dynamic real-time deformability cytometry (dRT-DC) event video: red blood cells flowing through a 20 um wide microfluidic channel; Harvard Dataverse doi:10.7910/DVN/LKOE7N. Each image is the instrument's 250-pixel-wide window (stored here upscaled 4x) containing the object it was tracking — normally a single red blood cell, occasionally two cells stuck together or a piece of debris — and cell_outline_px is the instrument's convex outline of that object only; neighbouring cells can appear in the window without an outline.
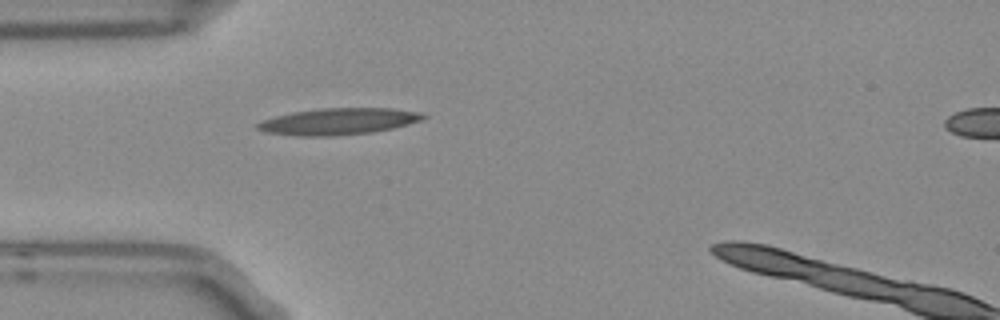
{"species": "Egyptian fruit bat (a non-hibernating species)", "species_latin": "Rousettus aegyptiacus", "temperature_condition": "room temperature", "stored_images_in_passage": 31, "camera_frame_rate_fps": 3000, "um_per_image_px": 0.085, "frame": {"image": 1, "passage_image": 1, "time_ms": 0.0, "image_size_px": [1000, 320], "cell_outline_px": [[428, 116], [420, 120], [408, 124], [392, 128], [372, 132], [332, 136], [296, 136], [264, 132], [256, 128], [256, 124], [264, 120], [276, 116], [292, 112], [320, 108], [392, 108], [420, 112]], "centroid_in_image_um": [28.75, 10.32], "position_along_channel_um": 56.2, "area_um2": 25.61}}
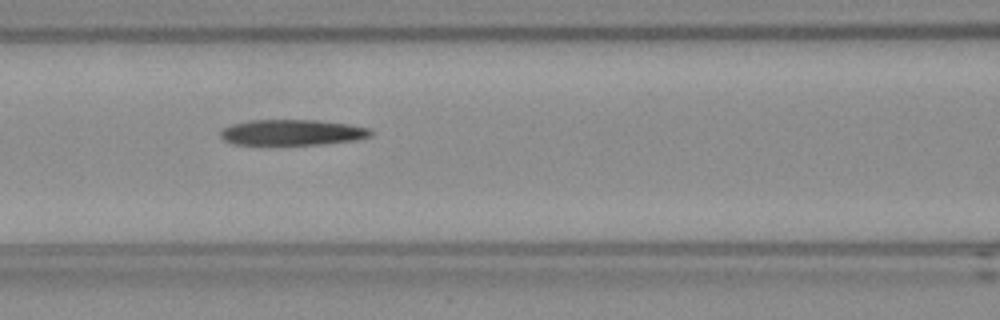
{"frame": {"image": 2, "passage_image": 8, "time_ms": 2.333, "image_size_px": [1000, 320], "cell_outline_px": [[372, 136], [352, 140], [320, 144], [232, 144], [224, 140], [220, 136], [220, 132], [224, 128], [232, 124], [252, 120], [316, 120], [348, 124], [368, 128], [372, 132]], "centroid_in_image_um": [24.81, 11.25], "position_along_channel_um": 141.8, "area_um2": 22.2}}
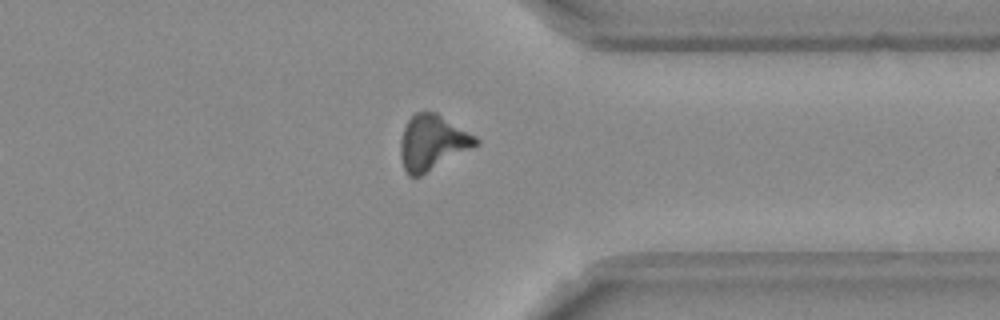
{"frame": {"image": 3, "passage_image": 27, "time_ms": 8.667, "image_size_px": [1000, 320], "cell_outline_px": [[480, 144], [420, 176], [408, 176], [404, 168], [400, 156], [400, 140], [404, 128], [408, 120], [416, 112], [436, 112], [476, 136], [480, 140]], "centroid_in_image_um": [36.75, 12.12], "position_along_channel_um": 374.6, "area_um2": 24.1}}